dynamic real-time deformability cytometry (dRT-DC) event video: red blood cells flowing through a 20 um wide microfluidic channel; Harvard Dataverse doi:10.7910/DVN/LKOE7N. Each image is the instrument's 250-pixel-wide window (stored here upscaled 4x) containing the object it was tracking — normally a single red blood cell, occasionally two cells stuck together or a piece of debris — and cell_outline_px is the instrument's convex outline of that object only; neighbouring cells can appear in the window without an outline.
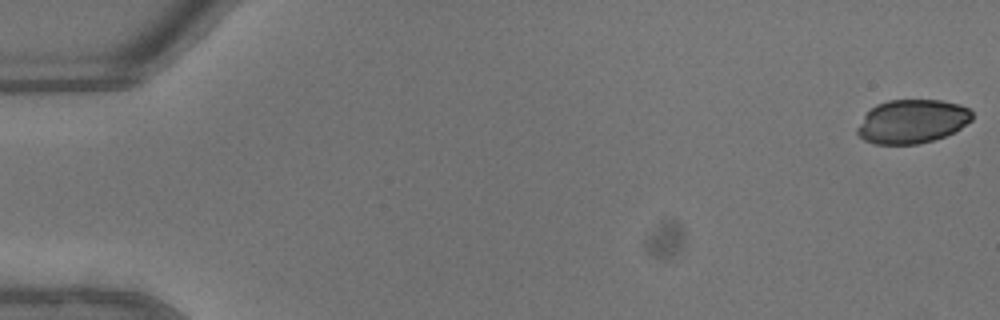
{"species": "common noctule bat (a hibernating species)", "species_latin": "Nyctalus noctula", "temperature_condition": "warm", "stored_images_in_passage": 45, "camera_frame_rate_fps": 3000, "um_per_image_px": 0.085, "animal": {"sex": "male", "body_mass_g": 13.3}, "frame": {"image": 1, "passage_image": 1, "time_ms": 0.0, "image_size_px": [1000, 320], "cell_outline_px": [[972, 120], [960, 128], [944, 136], [932, 140], [916, 144], [876, 144], [864, 140], [856, 132], [856, 128], [864, 116], [876, 104], [888, 100], [940, 100], [960, 104], [968, 108], [972, 112]], "centroid_in_image_um": [77.52, 10.31], "position_along_channel_um": 7.5, "area_um2": 29.13}}
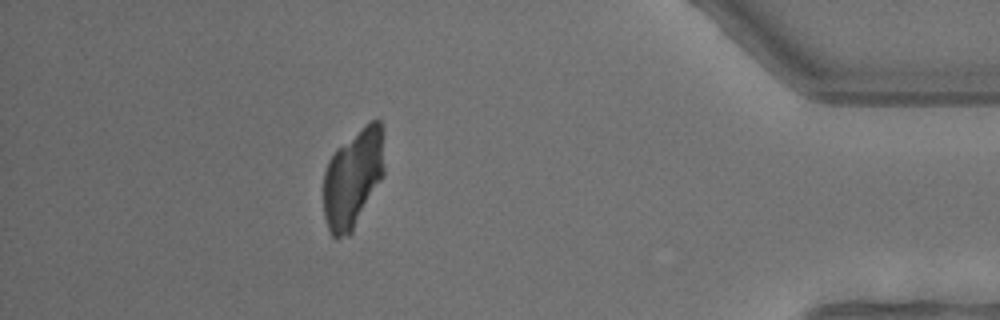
{"frame": {"image": 2, "passage_image": 40, "time_ms": 13.0, "image_size_px": [1000, 320], "cell_outline_px": [[384, 172], [380, 180], [352, 232], [348, 236], [332, 236], [328, 228], [324, 216], [324, 172], [328, 160], [336, 148], [372, 120], [380, 120], [384, 132]], "centroid_in_image_um": [30.01, 15.12], "position_along_channel_um": 405.2, "area_um2": 34.8}}